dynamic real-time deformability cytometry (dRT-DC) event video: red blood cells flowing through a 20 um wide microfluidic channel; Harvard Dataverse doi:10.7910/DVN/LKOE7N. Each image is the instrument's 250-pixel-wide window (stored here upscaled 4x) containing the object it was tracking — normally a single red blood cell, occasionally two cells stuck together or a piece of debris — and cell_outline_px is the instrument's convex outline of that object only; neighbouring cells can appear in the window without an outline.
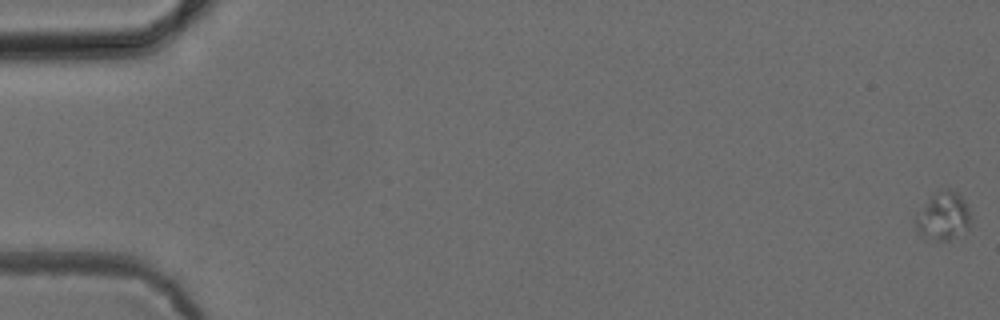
{"species": "common noctule bat (a hibernating species)", "species_latin": "Nyctalus noctula", "temperature_condition": "cold", "stored_images_in_passage": 7, "camera_frame_rate_fps": 3000, "um_per_image_px": 0.085, "animal": {"sex": "female", "body_mass_g": 24.6, "forearm_length_mm": 56.2}, "frame": {"image": 1, "passage_image": 1, "time_ms": 0.0, "image_size_px": [1000, 320], "cell_outline_px": [[968, 228], [948, 240], [932, 240], [920, 236], [916, 228], [916, 220], [932, 196], [944, 188], [948, 188], [956, 192], [968, 204]], "centroid_in_image_um": [80.18, 18.39], "position_along_channel_um": 4.8, "area_um2": 14.62}}